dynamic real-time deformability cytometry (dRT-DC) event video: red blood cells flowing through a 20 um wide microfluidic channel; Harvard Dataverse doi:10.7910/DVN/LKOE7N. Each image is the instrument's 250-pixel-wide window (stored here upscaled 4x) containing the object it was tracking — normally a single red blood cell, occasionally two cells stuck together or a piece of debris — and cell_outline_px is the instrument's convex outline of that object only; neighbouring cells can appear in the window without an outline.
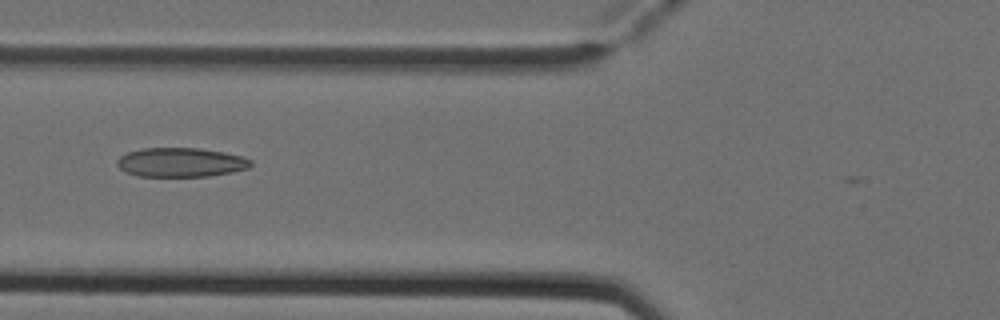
{"species": "Egyptian fruit bat (a non-hibernating species)", "species_latin": "Rousettus aegyptiacus", "temperature_condition": "cold", "stored_images_in_passage": 5, "camera_frame_rate_fps": 3000, "um_per_image_px": 0.085, "animal": {"sex": "female"}, "frame": {"image": 1, "passage_image": 4, "time_ms": 1.0, "image_size_px": [1000, 320], "cell_outline_px": [[252, 164], [248, 168], [232, 172], [208, 176], [136, 176], [124, 172], [116, 164], [116, 160], [120, 156], [128, 152], [140, 148], [196, 148], [224, 152], [240, 156], [252, 160]], "centroid_in_image_um": [15.33, 13.8], "position_along_channel_um": 110.5, "area_um2": 22.77}}
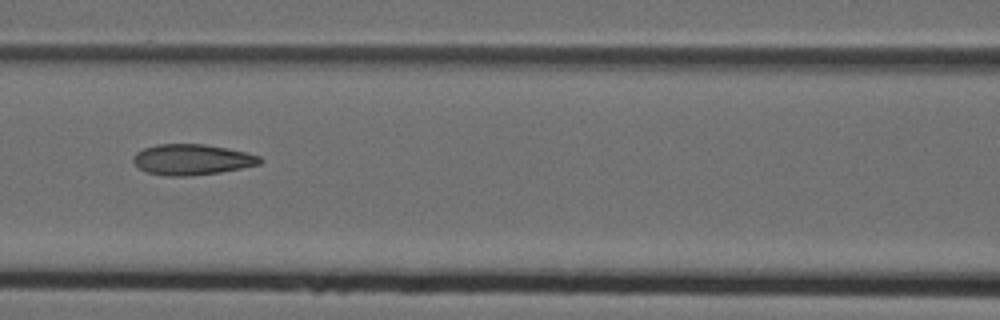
{"frame": {"image": 2, "passage_image": 5, "time_ms": 1.333, "image_size_px": [1000, 320], "cell_outline_px": [[264, 160], [260, 164], [220, 172], [188, 176], [164, 176], [148, 172], [140, 168], [132, 160], [132, 156], [136, 152], [144, 148], [156, 144], [204, 144], [244, 152], [260, 156]], "centroid_in_image_um": [16.29, 13.56], "position_along_channel_um": 150.3, "area_um2": 22.54}}